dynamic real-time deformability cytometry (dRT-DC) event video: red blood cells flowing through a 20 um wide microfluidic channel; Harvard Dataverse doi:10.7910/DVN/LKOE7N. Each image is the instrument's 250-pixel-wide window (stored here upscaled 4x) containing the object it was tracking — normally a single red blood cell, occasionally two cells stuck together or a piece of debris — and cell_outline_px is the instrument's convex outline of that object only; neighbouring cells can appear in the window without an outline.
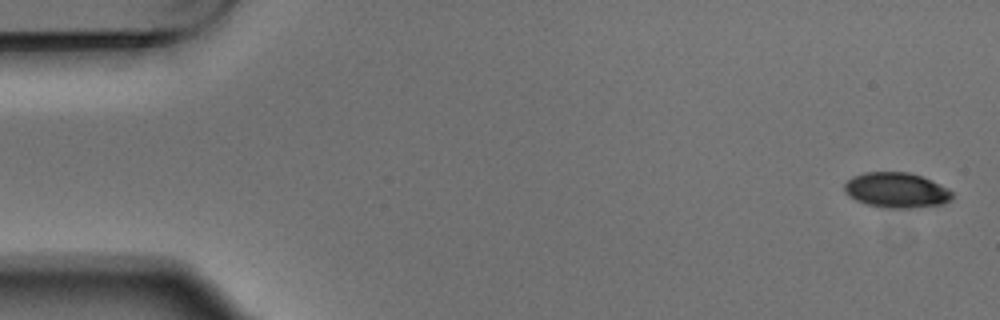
{"species": "Egyptian fruit bat (a non-hibernating species)", "species_latin": "Rousettus aegyptiacus", "temperature_condition": "warm", "stored_images_in_passage": 5, "camera_frame_rate_fps": 3000, "um_per_image_px": 0.085, "animal": {"sex": "male"}, "frame": {"image": 1, "passage_image": 1, "time_ms": 0.0, "image_size_px": [1000, 320], "cell_outline_px": [[952, 200], [944, 204], [912, 208], [880, 208], [856, 200], [848, 196], [844, 192], [844, 184], [852, 176], [864, 172], [908, 172], [920, 176], [948, 188], [952, 192]], "centroid_in_image_um": [76.18, 16.17], "position_along_channel_um": 8.8, "area_um2": 22.25}}
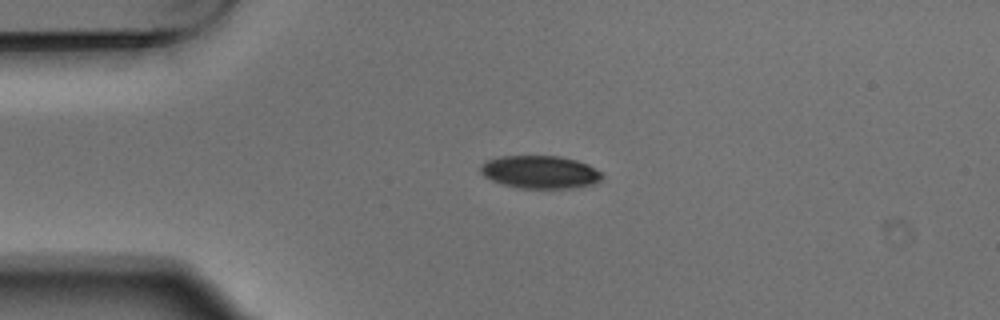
{"frame": {"image": 2, "passage_image": 4, "time_ms": 1.0, "image_size_px": [1000, 320], "cell_outline_px": [[604, 176], [596, 184], [576, 188], [516, 188], [500, 184], [484, 176], [480, 172], [480, 164], [488, 160], [500, 156], [560, 156], [576, 160], [588, 164], [600, 172]], "centroid_in_image_um": [45.91, 14.63], "position_along_channel_um": 39.1, "area_um2": 23.52}}